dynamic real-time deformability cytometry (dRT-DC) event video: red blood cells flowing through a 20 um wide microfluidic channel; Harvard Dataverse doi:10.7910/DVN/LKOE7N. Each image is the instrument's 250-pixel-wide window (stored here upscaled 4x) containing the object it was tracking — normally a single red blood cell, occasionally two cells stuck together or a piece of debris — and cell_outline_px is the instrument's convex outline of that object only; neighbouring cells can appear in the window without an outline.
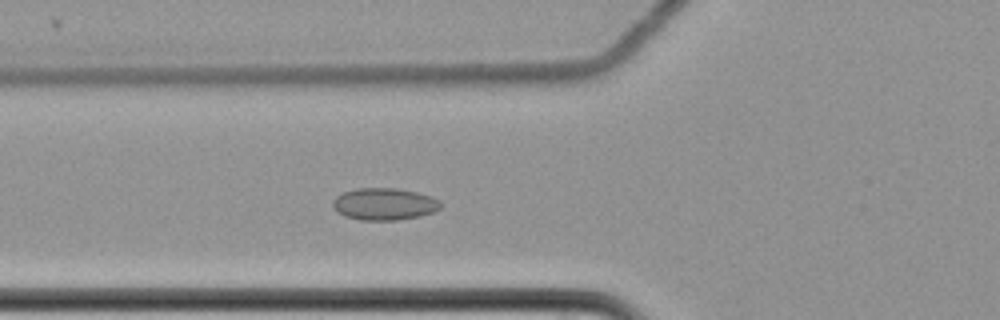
{"species": "common noctule bat (a hibernating species)", "species_latin": "Nyctalus noctula", "temperature_condition": "cold", "stored_images_in_passage": 6, "camera_frame_rate_fps": 3000, "um_per_image_px": 0.085, "animal": {"sex": "female", "body_mass_g": 22.7, "forearm_length_mm": 54.2}, "frame": {"image": 1, "passage_image": 6, "time_ms": 1.667, "image_size_px": [1000, 320], "cell_outline_px": [[440, 208], [432, 212], [420, 216], [396, 220], [360, 220], [344, 216], [336, 212], [332, 204], [332, 200], [336, 196], [344, 192], [356, 188], [396, 188], [416, 192], [432, 196], [440, 204]], "centroid_in_image_um": [32.61, 17.34], "position_along_channel_um": 93.2, "area_um2": 20.11}}